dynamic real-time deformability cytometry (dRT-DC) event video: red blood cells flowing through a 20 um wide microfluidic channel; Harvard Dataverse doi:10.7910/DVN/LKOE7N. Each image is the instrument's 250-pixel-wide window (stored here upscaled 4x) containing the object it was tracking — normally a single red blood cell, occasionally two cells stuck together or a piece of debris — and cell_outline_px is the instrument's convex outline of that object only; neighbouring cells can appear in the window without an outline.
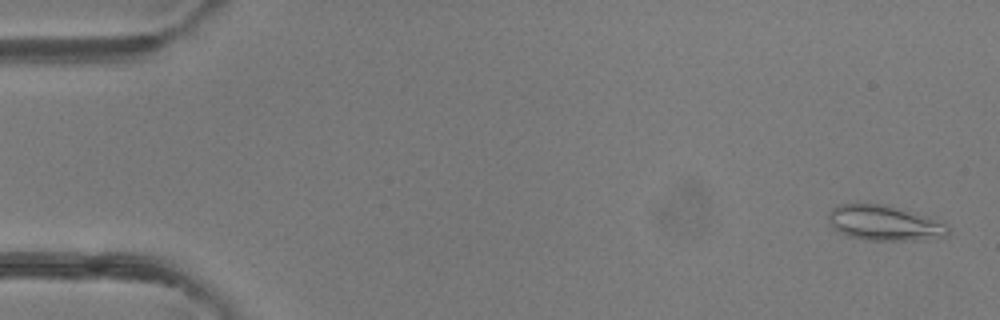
{"species": "common noctule bat (a hibernating species)", "species_latin": "Nyctalus noctula", "temperature_condition": "room temperature", "stored_images_in_passage": 49, "camera_frame_rate_fps": 3000, "um_per_image_px": 0.085, "animal": {"sex": "female"}, "frame": {"image": 1, "passage_image": 2, "time_ms": 0.333, "image_size_px": [1000, 320], "cell_outline_px": [[948, 236], [912, 240], [868, 240], [848, 236], [832, 228], [828, 220], [828, 212], [836, 204], [880, 204], [948, 224]], "centroid_in_image_um": [75.08, 18.97], "position_along_channel_um": 9.9, "area_um2": 23.87}}
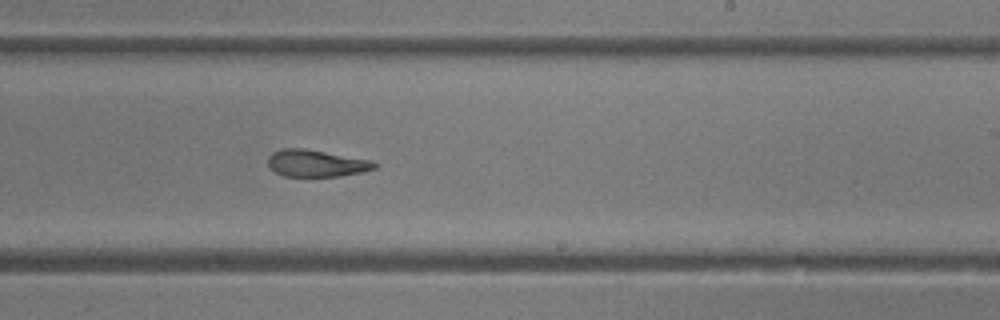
{"frame": {"image": 2, "passage_image": 30, "time_ms": 9.667, "image_size_px": [1000, 320], "cell_outline_px": [[376, 168], [364, 172], [340, 176], [284, 176], [268, 168], [268, 156], [272, 152], [280, 148], [304, 148], [368, 160], [376, 164]], "centroid_in_image_um": [26.81, 13.88], "position_along_channel_um": 262.2, "area_um2": 16.65}}
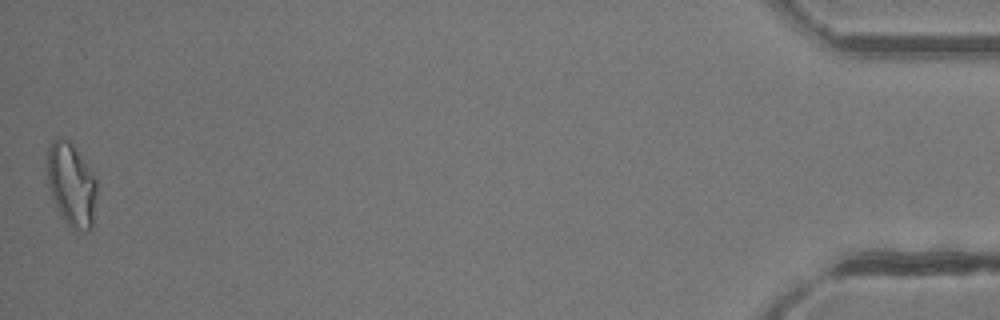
{"frame": {"image": 3, "passage_image": 49, "time_ms": 16.0, "image_size_px": [1000, 320], "cell_outline_px": [[96, 192], [92, 228], [88, 232], [84, 232], [72, 228], [64, 220], [52, 196], [48, 184], [48, 144], [56, 136], [60, 136], [68, 140], [72, 144], [92, 172], [96, 180]], "centroid_in_image_um": [6.07, 15.68], "position_along_channel_um": 429.1, "area_um2": 23.81}, "authors_computed_cell_mechanics": {"area_um2": 19.074, "velocity_mm_per_s": 4.1916, "shape_relaxation_time_tau1_ms": null, "shape_relaxation_time_tau2_ms": 4.0146, "deformation_change_tau1": null, "deformation_change_tau2": 0.1309}}